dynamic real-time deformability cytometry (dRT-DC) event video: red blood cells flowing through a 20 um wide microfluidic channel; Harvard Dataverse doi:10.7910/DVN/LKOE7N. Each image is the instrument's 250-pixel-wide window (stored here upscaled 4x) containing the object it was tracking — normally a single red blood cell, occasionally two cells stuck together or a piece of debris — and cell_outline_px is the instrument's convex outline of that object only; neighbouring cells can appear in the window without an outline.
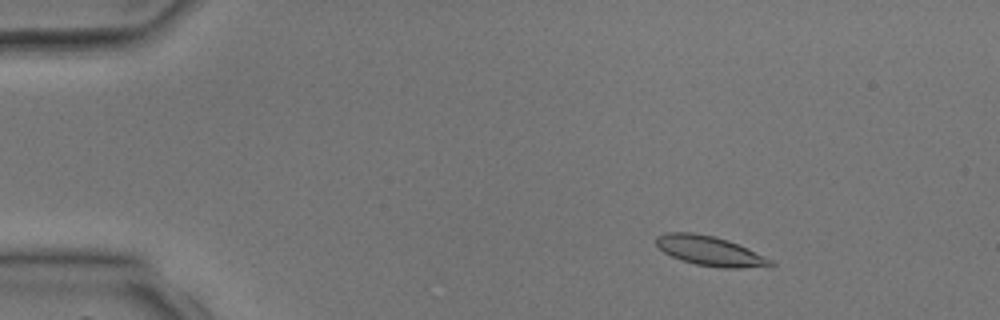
{"species": "common noctule bat (a hibernating species)", "species_latin": "Nyctalus noctula", "temperature_condition": "room temperature", "stored_images_in_passage": 3, "camera_frame_rate_fps": 3000, "um_per_image_px": 0.085, "animal": {"sex": "male", "body_mass_g": 17.9, "forearm_length_mm": 54.2}, "frame": {"image": 1, "passage_image": 2, "time_ms": 1.0, "image_size_px": [1000, 320], "cell_outline_px": [[776, 264], [772, 268], [724, 268], [696, 264], [672, 256], [664, 252], [656, 244], [656, 236], [668, 232], [692, 232], [712, 236], [728, 240], [772, 260]], "centroid_in_image_um": [60.4, 21.35], "position_along_channel_um": 24.6, "area_um2": 19.65}}